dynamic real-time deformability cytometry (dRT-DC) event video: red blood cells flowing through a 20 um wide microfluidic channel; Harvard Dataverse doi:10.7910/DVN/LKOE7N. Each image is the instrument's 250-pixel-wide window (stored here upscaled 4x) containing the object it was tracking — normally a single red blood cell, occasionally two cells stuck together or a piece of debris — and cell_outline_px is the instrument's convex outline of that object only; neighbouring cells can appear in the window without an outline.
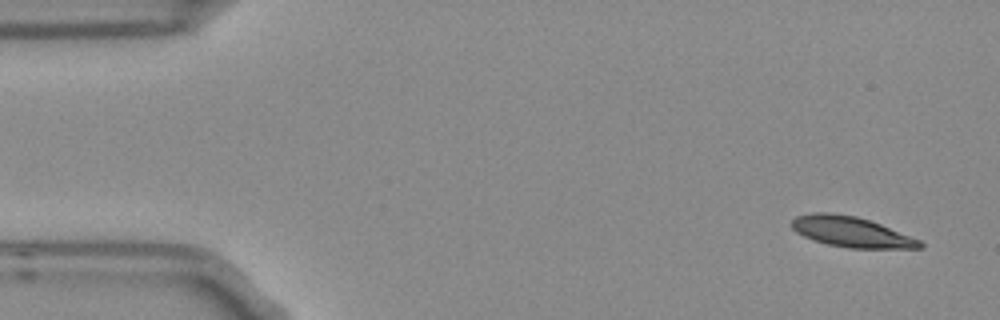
{"species": "Egyptian fruit bat (a non-hibernating species)", "species_latin": "Rousettus aegyptiacus", "temperature_condition": "room temperature", "stored_images_in_passage": 6, "camera_frame_rate_fps": 3000, "um_per_image_px": 0.085, "frame": {"image": 1, "passage_image": 1, "time_ms": 0.0, "image_size_px": [1000, 320], "cell_outline_px": [[924, 248], [848, 248], [828, 244], [812, 240], [796, 232], [792, 228], [792, 220], [796, 216], [816, 212], [828, 212], [856, 216], [880, 224], [920, 240], [924, 244]], "centroid_in_image_um": [72.34, 19.71], "position_along_channel_um": 12.7, "area_um2": 22.54}}
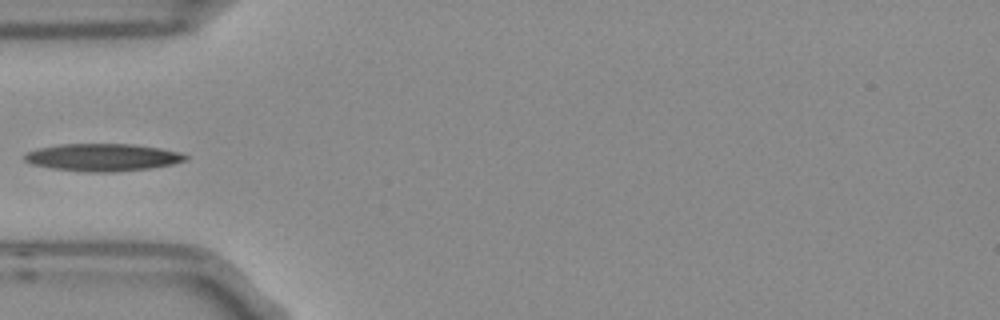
{"frame": {"image": 2, "passage_image": 5, "time_ms": 1.333, "image_size_px": [1000, 320], "cell_outline_px": [[188, 160], [172, 164], [148, 168], [116, 172], [88, 172], [52, 168], [32, 164], [24, 160], [24, 156], [28, 152], [40, 148], [60, 144], [136, 144], [160, 148], [180, 152], [188, 156]], "centroid_in_image_um": [8.76, 13.37], "position_along_channel_um": 76.2, "area_um2": 25.66}}
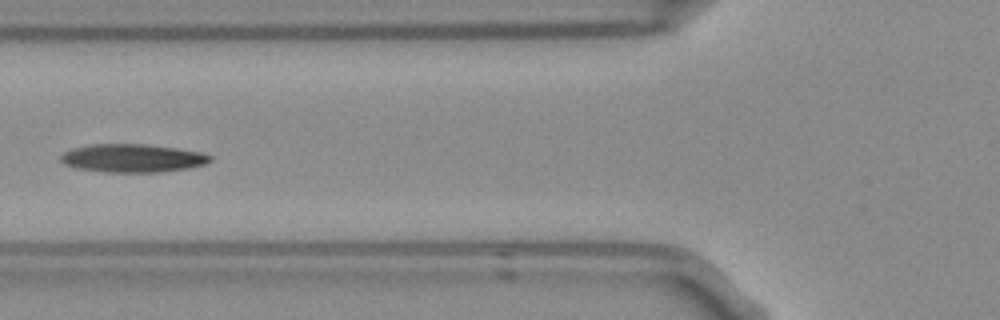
{"frame": {"image": 3, "passage_image": 6, "time_ms": 1.667, "image_size_px": [1000, 320], "cell_outline_px": [[212, 160], [204, 164], [188, 168], [160, 172], [104, 172], [76, 168], [64, 164], [60, 160], [60, 156], [64, 152], [72, 148], [92, 144], [144, 144], [176, 148], [200, 152], [212, 156]], "centroid_in_image_um": [11.24, 13.44], "position_along_channel_um": 114.6, "area_um2": 24.57}}